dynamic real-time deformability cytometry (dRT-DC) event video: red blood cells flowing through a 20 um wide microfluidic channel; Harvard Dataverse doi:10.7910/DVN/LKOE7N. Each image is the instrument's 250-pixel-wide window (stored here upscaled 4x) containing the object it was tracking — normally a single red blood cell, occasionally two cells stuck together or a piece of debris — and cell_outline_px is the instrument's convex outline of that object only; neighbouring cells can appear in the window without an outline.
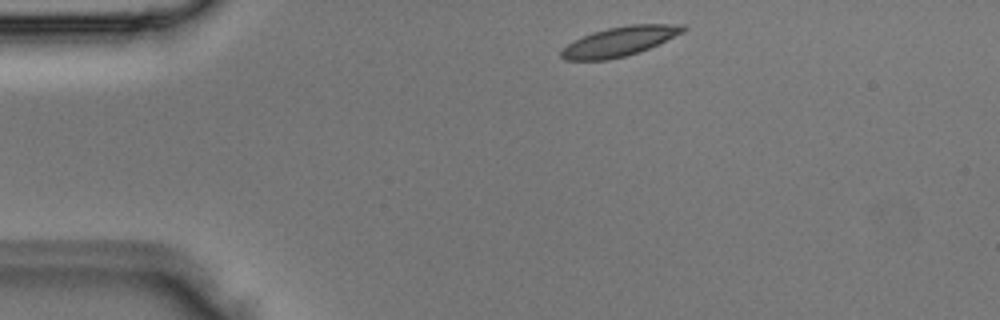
{"species": "Egyptian fruit bat (a non-hibernating species)", "species_latin": "Rousettus aegyptiacus", "temperature_condition": "room temperature", "stored_images_in_passage": 4, "segment_of_instrument_passage": [2, 2], "camera_frame_rate_fps": 3000, "um_per_image_px": 0.085, "animal": {"sex": "male"}, "frame": {"image": 1, "passage_image": 4, "time_ms": 1.0, "image_size_px": [1000, 320], "cell_outline_px": [[688, 28], [684, 32], [640, 52], [608, 60], [564, 60], [560, 56], [560, 52], [568, 44], [592, 32], [608, 28], [628, 24], [684, 24]], "centroid_in_image_um": [52.69, 3.51], "position_along_channel_um": 32.3, "area_um2": 20.87}}